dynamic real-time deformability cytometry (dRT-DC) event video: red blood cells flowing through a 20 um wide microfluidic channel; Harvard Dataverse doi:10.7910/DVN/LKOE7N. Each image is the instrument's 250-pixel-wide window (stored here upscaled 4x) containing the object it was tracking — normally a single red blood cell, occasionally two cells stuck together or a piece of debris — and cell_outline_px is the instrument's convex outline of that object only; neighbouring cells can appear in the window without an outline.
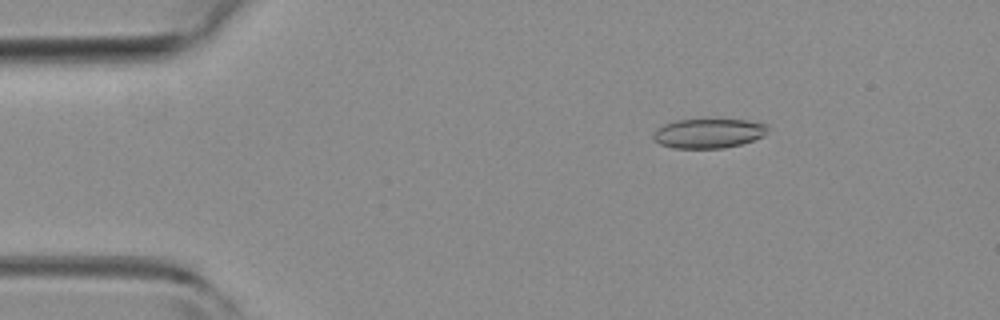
{"species": "common noctule bat (a hibernating species)", "species_latin": "Nyctalus noctula", "temperature_condition": "room temperature", "stored_images_in_passage": 3, "camera_frame_rate_fps": 3000, "um_per_image_px": 0.085, "animal": {"sex": "female", "body_mass_g": 19.3, "forearm_length_mm": 54.1}, "frame": {"image": 1, "passage_image": 2, "time_ms": 0.333, "image_size_px": [1000, 320], "cell_outline_px": [[768, 124], [764, 136], [740, 144], [724, 148], [676, 148], [660, 144], [652, 136], [656, 128], [664, 124], [676, 120], [748, 120]], "centroid_in_image_um": [60.21, 11.33], "position_along_channel_um": 24.8, "area_um2": 19.48}}